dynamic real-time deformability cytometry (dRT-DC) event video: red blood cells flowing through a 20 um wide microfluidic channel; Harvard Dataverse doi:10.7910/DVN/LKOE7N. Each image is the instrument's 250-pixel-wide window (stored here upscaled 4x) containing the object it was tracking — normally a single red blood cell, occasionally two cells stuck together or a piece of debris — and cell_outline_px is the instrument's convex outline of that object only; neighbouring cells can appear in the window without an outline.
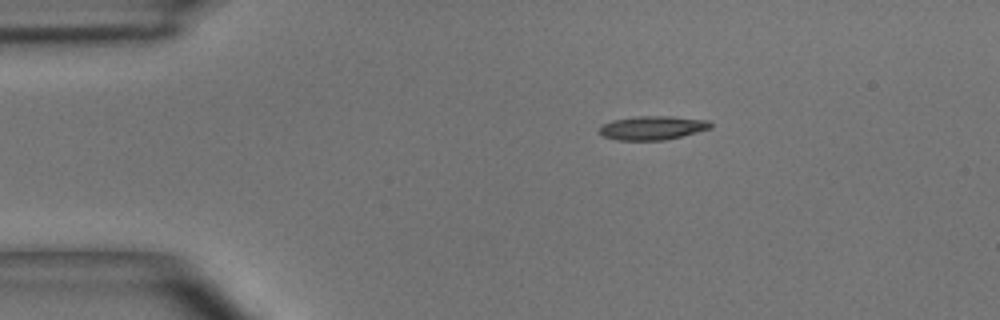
{"species": "common noctule bat (a hibernating species)", "species_latin": "Nyctalus noctula", "temperature_condition": "room temperature", "stored_images_in_passage": 43, "camera_frame_rate_fps": 3000, "um_per_image_px": 0.085, "animal": {"sex": "male", "body_mass_g": 15.6}, "frame": {"image": 1, "passage_image": 2, "time_ms": 0.333, "image_size_px": [1000, 320], "cell_outline_px": [[712, 128], [664, 140], [616, 140], [604, 136], [600, 132], [600, 124], [612, 120], [636, 116], [672, 116], [708, 120], [712, 124]], "centroid_in_image_um": [55.45, 10.85], "position_along_channel_um": 29.6, "area_um2": 15.43}}
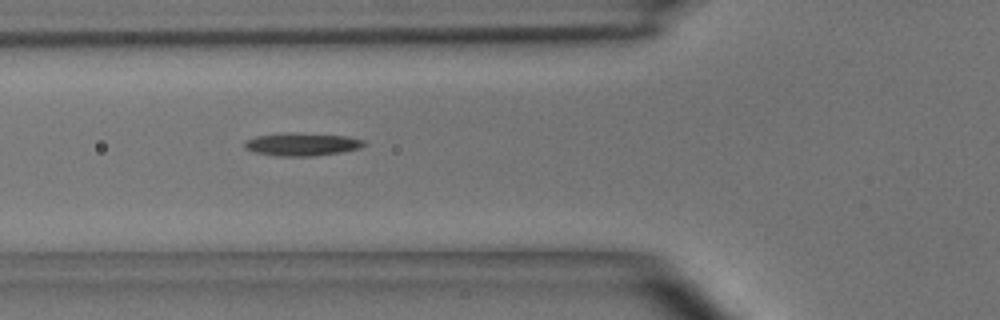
{"frame": {"image": 2, "passage_image": 11, "time_ms": 3.333, "image_size_px": [1000, 320], "cell_outline_px": [[368, 144], [360, 148], [340, 152], [312, 156], [280, 156], [256, 152], [244, 148], [244, 140], [256, 136], [284, 132], [292, 132], [348, 136], [364, 140]], "centroid_in_image_um": [25.67, 12.25], "position_along_channel_um": 100.1, "area_um2": 16.07}}
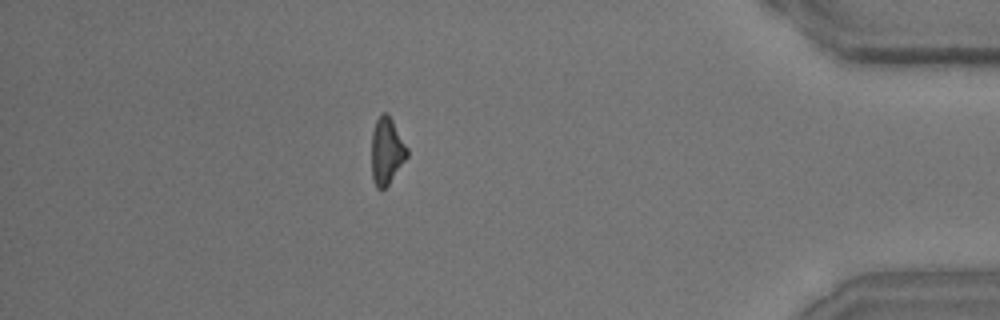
{"frame": {"image": 3, "passage_image": 37, "time_ms": 12.0, "image_size_px": [1000, 320], "cell_outline_px": [[408, 156], [388, 184], [384, 188], [376, 188], [372, 180], [372, 132], [376, 120], [384, 112], [388, 112], [408, 148]], "centroid_in_image_um": [32.87, 12.82], "position_along_channel_um": 402.3, "area_um2": 13.76}, "authors_computed_cell_mechanics": {"area_um2": 14.8546, "velocity_mm_per_s": 3.9726, "shape_relaxation_time_tau1_ms": 6.5931, "shape_relaxation_time_tau2_ms": null, "deformation_change_tau1": 0.2111, "deformation_change_tau2": null}}